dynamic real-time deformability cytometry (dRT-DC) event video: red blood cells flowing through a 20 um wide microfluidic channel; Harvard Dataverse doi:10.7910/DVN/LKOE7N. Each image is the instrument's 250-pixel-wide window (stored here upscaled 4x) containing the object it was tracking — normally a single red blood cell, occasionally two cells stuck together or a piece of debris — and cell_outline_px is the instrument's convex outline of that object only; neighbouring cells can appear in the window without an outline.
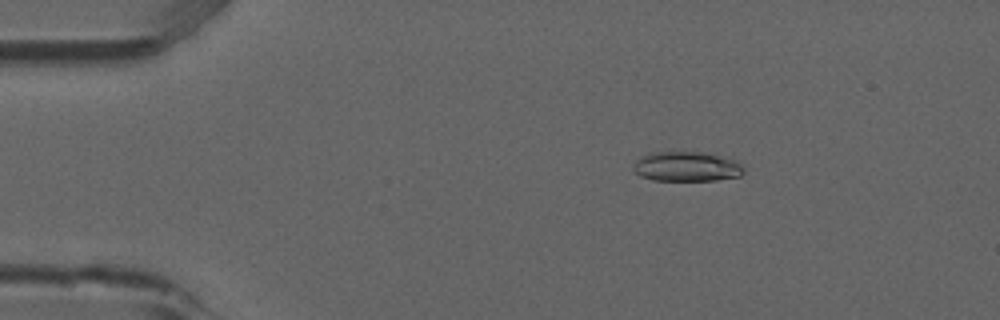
{"species": "common noctule bat (a hibernating species)", "species_latin": "Nyctalus noctula", "temperature_condition": "room temperature", "stored_images_in_passage": 5, "camera_frame_rate_fps": 3000, "um_per_image_px": 0.085, "animal": {"sex": "male", "forearm_length_mm": 52.5}, "frame": {"image": 1, "passage_image": 3, "time_ms": 0.667, "image_size_px": [1000, 320], "cell_outline_px": [[744, 172], [740, 176], [716, 180], [652, 180], [640, 176], [632, 168], [632, 164], [640, 156], [648, 152], [704, 152], [736, 160], [744, 168]], "centroid_in_image_um": [58.33, 14.15], "position_along_channel_um": 26.7, "area_um2": 19.31}}
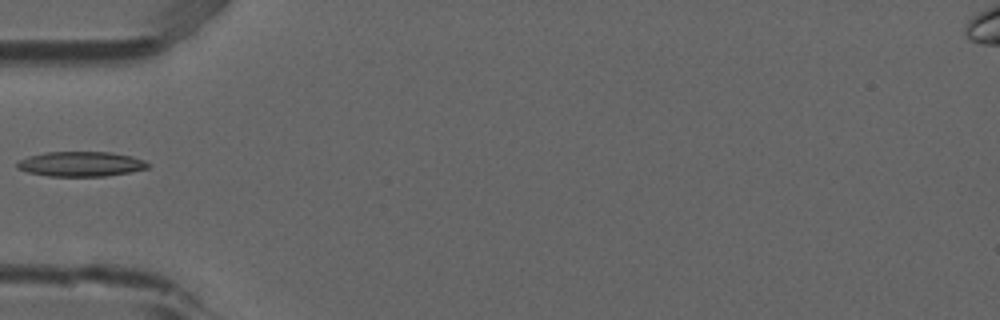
{"frame": {"image": 2, "passage_image": 5, "time_ms": 1.333, "image_size_px": [1000, 320], "cell_outline_px": [[148, 168], [128, 172], [104, 176], [48, 176], [28, 172], [16, 168], [16, 164], [20, 160], [28, 156], [44, 152], [112, 152], [132, 156], [144, 160], [148, 164]], "centroid_in_image_um": [6.84, 13.93], "position_along_channel_um": 78.2, "area_um2": 18.9}}